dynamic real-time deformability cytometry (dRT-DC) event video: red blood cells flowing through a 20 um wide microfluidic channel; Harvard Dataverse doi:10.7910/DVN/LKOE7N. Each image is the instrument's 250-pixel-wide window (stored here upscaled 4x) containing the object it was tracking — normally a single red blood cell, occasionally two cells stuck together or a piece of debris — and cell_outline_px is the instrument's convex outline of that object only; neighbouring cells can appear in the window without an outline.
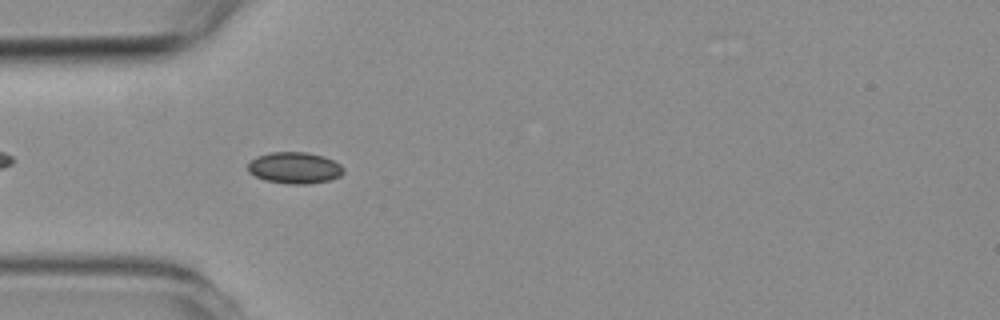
{"species": "common noctule bat (a hibernating species)", "species_latin": "Nyctalus noctula", "temperature_condition": "room temperature", "stored_images_in_passage": 4, "camera_frame_rate_fps": 3000, "um_per_image_px": 0.085, "animal": {"sex": "female", "body_mass_g": 19.3, "forearm_length_mm": 54.1}, "frame": {"image": 1, "passage_image": 3, "time_ms": 2.333, "image_size_px": [1000, 320], "cell_outline_px": [[344, 172], [340, 176], [328, 180], [308, 184], [288, 184], [264, 180], [248, 172], [248, 164], [256, 156], [272, 152], [308, 152], [324, 156], [340, 164], [344, 168]], "centroid_in_image_um": [25.04, 14.26], "position_along_channel_um": 60.0, "area_um2": 17.57}}
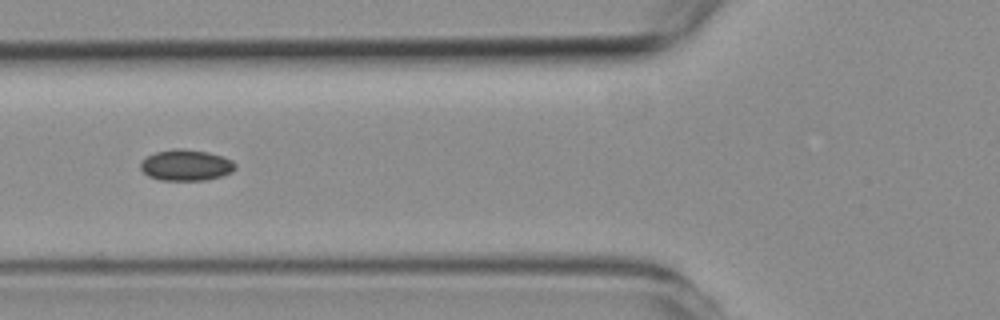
{"frame": {"image": 2, "passage_image": 4, "time_ms": 3.667, "image_size_px": [1000, 320], "cell_outline_px": [[236, 168], [232, 172], [220, 176], [204, 180], [160, 180], [148, 176], [140, 168], [140, 164], [148, 156], [156, 152], [176, 148], [184, 148], [208, 152], [224, 156], [232, 160], [236, 164]], "centroid_in_image_um": [15.84, 14.03], "position_along_channel_um": 110.0, "area_um2": 17.17}}